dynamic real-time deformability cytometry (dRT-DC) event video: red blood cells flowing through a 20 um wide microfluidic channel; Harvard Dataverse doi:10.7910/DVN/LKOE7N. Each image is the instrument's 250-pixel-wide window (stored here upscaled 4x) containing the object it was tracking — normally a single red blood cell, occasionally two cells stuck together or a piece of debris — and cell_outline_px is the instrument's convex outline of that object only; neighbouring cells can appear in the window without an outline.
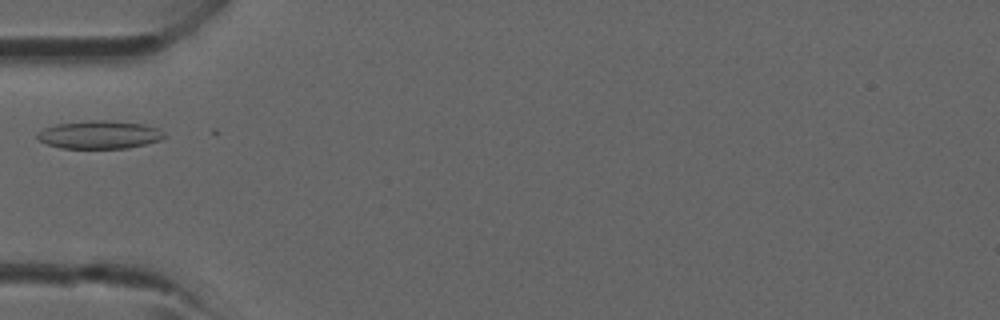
{"species": "common noctule bat (a hibernating species)", "species_latin": "Nyctalus noctula", "temperature_condition": "room temperature", "stored_images_in_passage": 3, "camera_frame_rate_fps": 3000, "um_per_image_px": 0.085, "animal": {"sex": "male", "forearm_length_mm": 52.5}, "frame": {"image": 1, "passage_image": 3, "time_ms": 2.333, "image_size_px": [1000, 320], "cell_outline_px": [[168, 136], [160, 140], [128, 148], [60, 148], [48, 144], [40, 140], [36, 136], [36, 132], [44, 128], [56, 124], [88, 120], [108, 120], [144, 124], [156, 128], [164, 132]], "centroid_in_image_um": [8.45, 11.44], "position_along_channel_um": 76.5, "area_um2": 20.81}}